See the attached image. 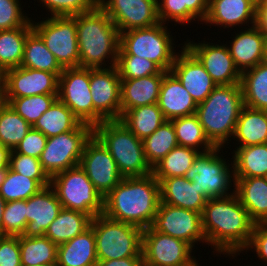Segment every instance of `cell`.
Here are the masks:
<instances>
[{
	"label": "cell",
	"mask_w": 267,
	"mask_h": 266,
	"mask_svg": "<svg viewBox=\"0 0 267 266\" xmlns=\"http://www.w3.org/2000/svg\"><path fill=\"white\" fill-rule=\"evenodd\" d=\"M182 7H186L187 24L196 19L204 22L209 10V0H182Z\"/></svg>",
	"instance_id": "obj_53"
},
{
	"label": "cell",
	"mask_w": 267,
	"mask_h": 266,
	"mask_svg": "<svg viewBox=\"0 0 267 266\" xmlns=\"http://www.w3.org/2000/svg\"><path fill=\"white\" fill-rule=\"evenodd\" d=\"M0 266H22L19 236L0 235Z\"/></svg>",
	"instance_id": "obj_50"
},
{
	"label": "cell",
	"mask_w": 267,
	"mask_h": 266,
	"mask_svg": "<svg viewBox=\"0 0 267 266\" xmlns=\"http://www.w3.org/2000/svg\"><path fill=\"white\" fill-rule=\"evenodd\" d=\"M239 146L267 143V111L243 106L233 135Z\"/></svg>",
	"instance_id": "obj_29"
},
{
	"label": "cell",
	"mask_w": 267,
	"mask_h": 266,
	"mask_svg": "<svg viewBox=\"0 0 267 266\" xmlns=\"http://www.w3.org/2000/svg\"><path fill=\"white\" fill-rule=\"evenodd\" d=\"M116 68L121 79L147 77L162 71L152 61L135 55H118Z\"/></svg>",
	"instance_id": "obj_44"
},
{
	"label": "cell",
	"mask_w": 267,
	"mask_h": 266,
	"mask_svg": "<svg viewBox=\"0 0 267 266\" xmlns=\"http://www.w3.org/2000/svg\"><path fill=\"white\" fill-rule=\"evenodd\" d=\"M3 103V88H0V105Z\"/></svg>",
	"instance_id": "obj_61"
},
{
	"label": "cell",
	"mask_w": 267,
	"mask_h": 266,
	"mask_svg": "<svg viewBox=\"0 0 267 266\" xmlns=\"http://www.w3.org/2000/svg\"><path fill=\"white\" fill-rule=\"evenodd\" d=\"M8 171H9V165L0 168V187L4 183L6 176L8 174Z\"/></svg>",
	"instance_id": "obj_57"
},
{
	"label": "cell",
	"mask_w": 267,
	"mask_h": 266,
	"mask_svg": "<svg viewBox=\"0 0 267 266\" xmlns=\"http://www.w3.org/2000/svg\"><path fill=\"white\" fill-rule=\"evenodd\" d=\"M26 206V228L23 236L27 237L44 236L63 208L51 186L32 195L26 200Z\"/></svg>",
	"instance_id": "obj_21"
},
{
	"label": "cell",
	"mask_w": 267,
	"mask_h": 266,
	"mask_svg": "<svg viewBox=\"0 0 267 266\" xmlns=\"http://www.w3.org/2000/svg\"><path fill=\"white\" fill-rule=\"evenodd\" d=\"M42 188L36 180L24 177L9 166L6 179L0 187V196L5 202L27 200Z\"/></svg>",
	"instance_id": "obj_43"
},
{
	"label": "cell",
	"mask_w": 267,
	"mask_h": 266,
	"mask_svg": "<svg viewBox=\"0 0 267 266\" xmlns=\"http://www.w3.org/2000/svg\"><path fill=\"white\" fill-rule=\"evenodd\" d=\"M99 0H39L51 13L50 17L75 16L89 12L98 5ZM44 3V4H43Z\"/></svg>",
	"instance_id": "obj_47"
},
{
	"label": "cell",
	"mask_w": 267,
	"mask_h": 266,
	"mask_svg": "<svg viewBox=\"0 0 267 266\" xmlns=\"http://www.w3.org/2000/svg\"><path fill=\"white\" fill-rule=\"evenodd\" d=\"M20 0H0V31L32 25L31 18L24 15Z\"/></svg>",
	"instance_id": "obj_48"
},
{
	"label": "cell",
	"mask_w": 267,
	"mask_h": 266,
	"mask_svg": "<svg viewBox=\"0 0 267 266\" xmlns=\"http://www.w3.org/2000/svg\"><path fill=\"white\" fill-rule=\"evenodd\" d=\"M220 150L221 148L214 147L210 151L199 153L184 176L194 182L209 199L235 193V189L228 192L232 186L231 181L235 185L233 162L231 165L226 162V159L218 154Z\"/></svg>",
	"instance_id": "obj_9"
},
{
	"label": "cell",
	"mask_w": 267,
	"mask_h": 266,
	"mask_svg": "<svg viewBox=\"0 0 267 266\" xmlns=\"http://www.w3.org/2000/svg\"><path fill=\"white\" fill-rule=\"evenodd\" d=\"M257 26L267 36V6H258Z\"/></svg>",
	"instance_id": "obj_55"
},
{
	"label": "cell",
	"mask_w": 267,
	"mask_h": 266,
	"mask_svg": "<svg viewBox=\"0 0 267 266\" xmlns=\"http://www.w3.org/2000/svg\"><path fill=\"white\" fill-rule=\"evenodd\" d=\"M235 34L228 48L241 74L267 60V36L257 25Z\"/></svg>",
	"instance_id": "obj_22"
},
{
	"label": "cell",
	"mask_w": 267,
	"mask_h": 266,
	"mask_svg": "<svg viewBox=\"0 0 267 266\" xmlns=\"http://www.w3.org/2000/svg\"><path fill=\"white\" fill-rule=\"evenodd\" d=\"M58 94H41L21 98H3L32 127L57 99Z\"/></svg>",
	"instance_id": "obj_42"
},
{
	"label": "cell",
	"mask_w": 267,
	"mask_h": 266,
	"mask_svg": "<svg viewBox=\"0 0 267 266\" xmlns=\"http://www.w3.org/2000/svg\"><path fill=\"white\" fill-rule=\"evenodd\" d=\"M94 126L121 117V78L116 66L90 68Z\"/></svg>",
	"instance_id": "obj_12"
},
{
	"label": "cell",
	"mask_w": 267,
	"mask_h": 266,
	"mask_svg": "<svg viewBox=\"0 0 267 266\" xmlns=\"http://www.w3.org/2000/svg\"><path fill=\"white\" fill-rule=\"evenodd\" d=\"M97 262L96 239L91 226L58 245L57 266H96Z\"/></svg>",
	"instance_id": "obj_28"
},
{
	"label": "cell",
	"mask_w": 267,
	"mask_h": 266,
	"mask_svg": "<svg viewBox=\"0 0 267 266\" xmlns=\"http://www.w3.org/2000/svg\"><path fill=\"white\" fill-rule=\"evenodd\" d=\"M258 6H267V0H261V1L258 3Z\"/></svg>",
	"instance_id": "obj_60"
},
{
	"label": "cell",
	"mask_w": 267,
	"mask_h": 266,
	"mask_svg": "<svg viewBox=\"0 0 267 266\" xmlns=\"http://www.w3.org/2000/svg\"><path fill=\"white\" fill-rule=\"evenodd\" d=\"M79 166L103 198L123 179L110 152L94 135L85 143Z\"/></svg>",
	"instance_id": "obj_15"
},
{
	"label": "cell",
	"mask_w": 267,
	"mask_h": 266,
	"mask_svg": "<svg viewBox=\"0 0 267 266\" xmlns=\"http://www.w3.org/2000/svg\"><path fill=\"white\" fill-rule=\"evenodd\" d=\"M11 150L0 144V168L9 165Z\"/></svg>",
	"instance_id": "obj_56"
},
{
	"label": "cell",
	"mask_w": 267,
	"mask_h": 266,
	"mask_svg": "<svg viewBox=\"0 0 267 266\" xmlns=\"http://www.w3.org/2000/svg\"><path fill=\"white\" fill-rule=\"evenodd\" d=\"M157 104L166 120L195 114L198 106L171 71L163 77Z\"/></svg>",
	"instance_id": "obj_24"
},
{
	"label": "cell",
	"mask_w": 267,
	"mask_h": 266,
	"mask_svg": "<svg viewBox=\"0 0 267 266\" xmlns=\"http://www.w3.org/2000/svg\"><path fill=\"white\" fill-rule=\"evenodd\" d=\"M151 227L187 242L192 248L198 242L207 244L201 213L198 212L160 202Z\"/></svg>",
	"instance_id": "obj_16"
},
{
	"label": "cell",
	"mask_w": 267,
	"mask_h": 266,
	"mask_svg": "<svg viewBox=\"0 0 267 266\" xmlns=\"http://www.w3.org/2000/svg\"><path fill=\"white\" fill-rule=\"evenodd\" d=\"M240 84L244 106L267 111V60L243 72Z\"/></svg>",
	"instance_id": "obj_33"
},
{
	"label": "cell",
	"mask_w": 267,
	"mask_h": 266,
	"mask_svg": "<svg viewBox=\"0 0 267 266\" xmlns=\"http://www.w3.org/2000/svg\"><path fill=\"white\" fill-rule=\"evenodd\" d=\"M47 139L42 132L31 127L22 141L14 148V151L39 159L46 146Z\"/></svg>",
	"instance_id": "obj_49"
},
{
	"label": "cell",
	"mask_w": 267,
	"mask_h": 266,
	"mask_svg": "<svg viewBox=\"0 0 267 266\" xmlns=\"http://www.w3.org/2000/svg\"><path fill=\"white\" fill-rule=\"evenodd\" d=\"M201 218L207 245L216 253L236 257L249 245L255 223L235 193L208 199Z\"/></svg>",
	"instance_id": "obj_1"
},
{
	"label": "cell",
	"mask_w": 267,
	"mask_h": 266,
	"mask_svg": "<svg viewBox=\"0 0 267 266\" xmlns=\"http://www.w3.org/2000/svg\"><path fill=\"white\" fill-rule=\"evenodd\" d=\"M187 42L184 46L200 61L217 86L241 83L242 74L234 64L227 43Z\"/></svg>",
	"instance_id": "obj_19"
},
{
	"label": "cell",
	"mask_w": 267,
	"mask_h": 266,
	"mask_svg": "<svg viewBox=\"0 0 267 266\" xmlns=\"http://www.w3.org/2000/svg\"><path fill=\"white\" fill-rule=\"evenodd\" d=\"M158 0H99L98 5L110 17L119 33L148 28L160 23Z\"/></svg>",
	"instance_id": "obj_17"
},
{
	"label": "cell",
	"mask_w": 267,
	"mask_h": 266,
	"mask_svg": "<svg viewBox=\"0 0 267 266\" xmlns=\"http://www.w3.org/2000/svg\"><path fill=\"white\" fill-rule=\"evenodd\" d=\"M96 239L98 261L142 257L143 229L129 223L95 216L91 225Z\"/></svg>",
	"instance_id": "obj_6"
},
{
	"label": "cell",
	"mask_w": 267,
	"mask_h": 266,
	"mask_svg": "<svg viewBox=\"0 0 267 266\" xmlns=\"http://www.w3.org/2000/svg\"><path fill=\"white\" fill-rule=\"evenodd\" d=\"M157 6L158 18L163 24L170 19L181 25L186 23V7H182V0H158Z\"/></svg>",
	"instance_id": "obj_51"
},
{
	"label": "cell",
	"mask_w": 267,
	"mask_h": 266,
	"mask_svg": "<svg viewBox=\"0 0 267 266\" xmlns=\"http://www.w3.org/2000/svg\"><path fill=\"white\" fill-rule=\"evenodd\" d=\"M243 103L241 84L218 85L200 102L196 115L204 133L214 147H225L233 139Z\"/></svg>",
	"instance_id": "obj_4"
},
{
	"label": "cell",
	"mask_w": 267,
	"mask_h": 266,
	"mask_svg": "<svg viewBox=\"0 0 267 266\" xmlns=\"http://www.w3.org/2000/svg\"><path fill=\"white\" fill-rule=\"evenodd\" d=\"M188 266H200L199 264H198V261L197 260H194L190 265H188Z\"/></svg>",
	"instance_id": "obj_63"
},
{
	"label": "cell",
	"mask_w": 267,
	"mask_h": 266,
	"mask_svg": "<svg viewBox=\"0 0 267 266\" xmlns=\"http://www.w3.org/2000/svg\"><path fill=\"white\" fill-rule=\"evenodd\" d=\"M235 194L251 220L267 223V182L264 177L235 178Z\"/></svg>",
	"instance_id": "obj_27"
},
{
	"label": "cell",
	"mask_w": 267,
	"mask_h": 266,
	"mask_svg": "<svg viewBox=\"0 0 267 266\" xmlns=\"http://www.w3.org/2000/svg\"><path fill=\"white\" fill-rule=\"evenodd\" d=\"M119 121L140 140H144L159 128L166 119L158 104L155 103L129 109L121 115Z\"/></svg>",
	"instance_id": "obj_32"
},
{
	"label": "cell",
	"mask_w": 267,
	"mask_h": 266,
	"mask_svg": "<svg viewBox=\"0 0 267 266\" xmlns=\"http://www.w3.org/2000/svg\"><path fill=\"white\" fill-rule=\"evenodd\" d=\"M93 135V127L81 123L76 129L52 136L39 160L43 170L51 178L53 175L79 165L85 143Z\"/></svg>",
	"instance_id": "obj_10"
},
{
	"label": "cell",
	"mask_w": 267,
	"mask_h": 266,
	"mask_svg": "<svg viewBox=\"0 0 267 266\" xmlns=\"http://www.w3.org/2000/svg\"><path fill=\"white\" fill-rule=\"evenodd\" d=\"M258 2L255 0H209L206 24L224 28L249 23L257 25Z\"/></svg>",
	"instance_id": "obj_23"
},
{
	"label": "cell",
	"mask_w": 267,
	"mask_h": 266,
	"mask_svg": "<svg viewBox=\"0 0 267 266\" xmlns=\"http://www.w3.org/2000/svg\"><path fill=\"white\" fill-rule=\"evenodd\" d=\"M50 186L64 209L85 213L92 219L103 214V197L79 165L53 175Z\"/></svg>",
	"instance_id": "obj_8"
},
{
	"label": "cell",
	"mask_w": 267,
	"mask_h": 266,
	"mask_svg": "<svg viewBox=\"0 0 267 266\" xmlns=\"http://www.w3.org/2000/svg\"><path fill=\"white\" fill-rule=\"evenodd\" d=\"M192 247L185 241L155 231L143 229L142 257L144 266H188L195 259Z\"/></svg>",
	"instance_id": "obj_14"
},
{
	"label": "cell",
	"mask_w": 267,
	"mask_h": 266,
	"mask_svg": "<svg viewBox=\"0 0 267 266\" xmlns=\"http://www.w3.org/2000/svg\"><path fill=\"white\" fill-rule=\"evenodd\" d=\"M26 209V200L6 202L0 235H23L26 228Z\"/></svg>",
	"instance_id": "obj_46"
},
{
	"label": "cell",
	"mask_w": 267,
	"mask_h": 266,
	"mask_svg": "<svg viewBox=\"0 0 267 266\" xmlns=\"http://www.w3.org/2000/svg\"><path fill=\"white\" fill-rule=\"evenodd\" d=\"M170 121L174 126L176 138L180 146L196 149L200 153L214 148L206 137L196 114L175 118Z\"/></svg>",
	"instance_id": "obj_40"
},
{
	"label": "cell",
	"mask_w": 267,
	"mask_h": 266,
	"mask_svg": "<svg viewBox=\"0 0 267 266\" xmlns=\"http://www.w3.org/2000/svg\"><path fill=\"white\" fill-rule=\"evenodd\" d=\"M93 135L110 152L122 177L152 174L140 140L119 120L104 121L93 127Z\"/></svg>",
	"instance_id": "obj_5"
},
{
	"label": "cell",
	"mask_w": 267,
	"mask_h": 266,
	"mask_svg": "<svg viewBox=\"0 0 267 266\" xmlns=\"http://www.w3.org/2000/svg\"><path fill=\"white\" fill-rule=\"evenodd\" d=\"M167 72L161 71L147 77L121 79V115L138 106L158 103L163 77Z\"/></svg>",
	"instance_id": "obj_26"
},
{
	"label": "cell",
	"mask_w": 267,
	"mask_h": 266,
	"mask_svg": "<svg viewBox=\"0 0 267 266\" xmlns=\"http://www.w3.org/2000/svg\"><path fill=\"white\" fill-rule=\"evenodd\" d=\"M96 266H144V265H143V257H126L122 259L98 261Z\"/></svg>",
	"instance_id": "obj_54"
},
{
	"label": "cell",
	"mask_w": 267,
	"mask_h": 266,
	"mask_svg": "<svg viewBox=\"0 0 267 266\" xmlns=\"http://www.w3.org/2000/svg\"><path fill=\"white\" fill-rule=\"evenodd\" d=\"M9 166L13 171L24 177L36 180L43 188L50 186L51 178L43 170L38 158L26 156L11 150Z\"/></svg>",
	"instance_id": "obj_45"
},
{
	"label": "cell",
	"mask_w": 267,
	"mask_h": 266,
	"mask_svg": "<svg viewBox=\"0 0 267 266\" xmlns=\"http://www.w3.org/2000/svg\"><path fill=\"white\" fill-rule=\"evenodd\" d=\"M82 122L94 127V105L90 89V68H64L59 76L58 97Z\"/></svg>",
	"instance_id": "obj_13"
},
{
	"label": "cell",
	"mask_w": 267,
	"mask_h": 266,
	"mask_svg": "<svg viewBox=\"0 0 267 266\" xmlns=\"http://www.w3.org/2000/svg\"><path fill=\"white\" fill-rule=\"evenodd\" d=\"M181 49L177 52L171 72L199 104L207 98L217 84L200 61L184 45Z\"/></svg>",
	"instance_id": "obj_20"
},
{
	"label": "cell",
	"mask_w": 267,
	"mask_h": 266,
	"mask_svg": "<svg viewBox=\"0 0 267 266\" xmlns=\"http://www.w3.org/2000/svg\"><path fill=\"white\" fill-rule=\"evenodd\" d=\"M5 205H6L5 200L0 196V228H1V221L3 217Z\"/></svg>",
	"instance_id": "obj_58"
},
{
	"label": "cell",
	"mask_w": 267,
	"mask_h": 266,
	"mask_svg": "<svg viewBox=\"0 0 267 266\" xmlns=\"http://www.w3.org/2000/svg\"><path fill=\"white\" fill-rule=\"evenodd\" d=\"M75 16L79 67L106 68L109 60V67L116 66L120 33L110 17L99 5L89 12Z\"/></svg>",
	"instance_id": "obj_3"
},
{
	"label": "cell",
	"mask_w": 267,
	"mask_h": 266,
	"mask_svg": "<svg viewBox=\"0 0 267 266\" xmlns=\"http://www.w3.org/2000/svg\"><path fill=\"white\" fill-rule=\"evenodd\" d=\"M32 25L0 31V67L5 72L21 65L27 35Z\"/></svg>",
	"instance_id": "obj_36"
},
{
	"label": "cell",
	"mask_w": 267,
	"mask_h": 266,
	"mask_svg": "<svg viewBox=\"0 0 267 266\" xmlns=\"http://www.w3.org/2000/svg\"><path fill=\"white\" fill-rule=\"evenodd\" d=\"M82 122L58 98L36 121L33 128L47 138L76 129Z\"/></svg>",
	"instance_id": "obj_34"
},
{
	"label": "cell",
	"mask_w": 267,
	"mask_h": 266,
	"mask_svg": "<svg viewBox=\"0 0 267 266\" xmlns=\"http://www.w3.org/2000/svg\"><path fill=\"white\" fill-rule=\"evenodd\" d=\"M60 74L22 66L8 69L4 75L3 98L58 94Z\"/></svg>",
	"instance_id": "obj_18"
},
{
	"label": "cell",
	"mask_w": 267,
	"mask_h": 266,
	"mask_svg": "<svg viewBox=\"0 0 267 266\" xmlns=\"http://www.w3.org/2000/svg\"><path fill=\"white\" fill-rule=\"evenodd\" d=\"M162 22L157 25L120 33L118 55H135L155 63L170 72L177 53L173 36Z\"/></svg>",
	"instance_id": "obj_7"
},
{
	"label": "cell",
	"mask_w": 267,
	"mask_h": 266,
	"mask_svg": "<svg viewBox=\"0 0 267 266\" xmlns=\"http://www.w3.org/2000/svg\"><path fill=\"white\" fill-rule=\"evenodd\" d=\"M199 153L196 149L177 145L152 168V174L159 182L164 178L183 177Z\"/></svg>",
	"instance_id": "obj_38"
},
{
	"label": "cell",
	"mask_w": 267,
	"mask_h": 266,
	"mask_svg": "<svg viewBox=\"0 0 267 266\" xmlns=\"http://www.w3.org/2000/svg\"><path fill=\"white\" fill-rule=\"evenodd\" d=\"M161 203L194 212H203L209 199L194 182L183 177L164 178L160 182Z\"/></svg>",
	"instance_id": "obj_25"
},
{
	"label": "cell",
	"mask_w": 267,
	"mask_h": 266,
	"mask_svg": "<svg viewBox=\"0 0 267 266\" xmlns=\"http://www.w3.org/2000/svg\"><path fill=\"white\" fill-rule=\"evenodd\" d=\"M22 266L57 264L58 245L46 236H19Z\"/></svg>",
	"instance_id": "obj_37"
},
{
	"label": "cell",
	"mask_w": 267,
	"mask_h": 266,
	"mask_svg": "<svg viewBox=\"0 0 267 266\" xmlns=\"http://www.w3.org/2000/svg\"><path fill=\"white\" fill-rule=\"evenodd\" d=\"M4 75H5V72L0 67V88H3L4 87Z\"/></svg>",
	"instance_id": "obj_59"
},
{
	"label": "cell",
	"mask_w": 267,
	"mask_h": 266,
	"mask_svg": "<svg viewBox=\"0 0 267 266\" xmlns=\"http://www.w3.org/2000/svg\"><path fill=\"white\" fill-rule=\"evenodd\" d=\"M91 221L92 218L85 213L62 208L44 236L60 245L83 233L90 227Z\"/></svg>",
	"instance_id": "obj_31"
},
{
	"label": "cell",
	"mask_w": 267,
	"mask_h": 266,
	"mask_svg": "<svg viewBox=\"0 0 267 266\" xmlns=\"http://www.w3.org/2000/svg\"><path fill=\"white\" fill-rule=\"evenodd\" d=\"M143 141L145 158L153 168L178 144L175 129L170 120H166Z\"/></svg>",
	"instance_id": "obj_39"
},
{
	"label": "cell",
	"mask_w": 267,
	"mask_h": 266,
	"mask_svg": "<svg viewBox=\"0 0 267 266\" xmlns=\"http://www.w3.org/2000/svg\"><path fill=\"white\" fill-rule=\"evenodd\" d=\"M32 126L8 103L0 105V144L14 150Z\"/></svg>",
	"instance_id": "obj_41"
},
{
	"label": "cell",
	"mask_w": 267,
	"mask_h": 266,
	"mask_svg": "<svg viewBox=\"0 0 267 266\" xmlns=\"http://www.w3.org/2000/svg\"><path fill=\"white\" fill-rule=\"evenodd\" d=\"M20 66L51 73L63 72V68L57 62L53 53L34 30L27 35Z\"/></svg>",
	"instance_id": "obj_35"
},
{
	"label": "cell",
	"mask_w": 267,
	"mask_h": 266,
	"mask_svg": "<svg viewBox=\"0 0 267 266\" xmlns=\"http://www.w3.org/2000/svg\"><path fill=\"white\" fill-rule=\"evenodd\" d=\"M32 28L63 69L79 66L76 16L48 17L40 22L32 20Z\"/></svg>",
	"instance_id": "obj_11"
},
{
	"label": "cell",
	"mask_w": 267,
	"mask_h": 266,
	"mask_svg": "<svg viewBox=\"0 0 267 266\" xmlns=\"http://www.w3.org/2000/svg\"><path fill=\"white\" fill-rule=\"evenodd\" d=\"M254 248V249H253ZM256 251L257 257L267 264V223H256L247 250Z\"/></svg>",
	"instance_id": "obj_52"
},
{
	"label": "cell",
	"mask_w": 267,
	"mask_h": 266,
	"mask_svg": "<svg viewBox=\"0 0 267 266\" xmlns=\"http://www.w3.org/2000/svg\"><path fill=\"white\" fill-rule=\"evenodd\" d=\"M232 154L234 178L265 177L267 174V143L237 147Z\"/></svg>",
	"instance_id": "obj_30"
},
{
	"label": "cell",
	"mask_w": 267,
	"mask_h": 266,
	"mask_svg": "<svg viewBox=\"0 0 267 266\" xmlns=\"http://www.w3.org/2000/svg\"><path fill=\"white\" fill-rule=\"evenodd\" d=\"M33 266H57V264H38Z\"/></svg>",
	"instance_id": "obj_62"
},
{
	"label": "cell",
	"mask_w": 267,
	"mask_h": 266,
	"mask_svg": "<svg viewBox=\"0 0 267 266\" xmlns=\"http://www.w3.org/2000/svg\"><path fill=\"white\" fill-rule=\"evenodd\" d=\"M160 202V182L153 174L124 177L103 198V214L146 229L152 226Z\"/></svg>",
	"instance_id": "obj_2"
}]
</instances>
